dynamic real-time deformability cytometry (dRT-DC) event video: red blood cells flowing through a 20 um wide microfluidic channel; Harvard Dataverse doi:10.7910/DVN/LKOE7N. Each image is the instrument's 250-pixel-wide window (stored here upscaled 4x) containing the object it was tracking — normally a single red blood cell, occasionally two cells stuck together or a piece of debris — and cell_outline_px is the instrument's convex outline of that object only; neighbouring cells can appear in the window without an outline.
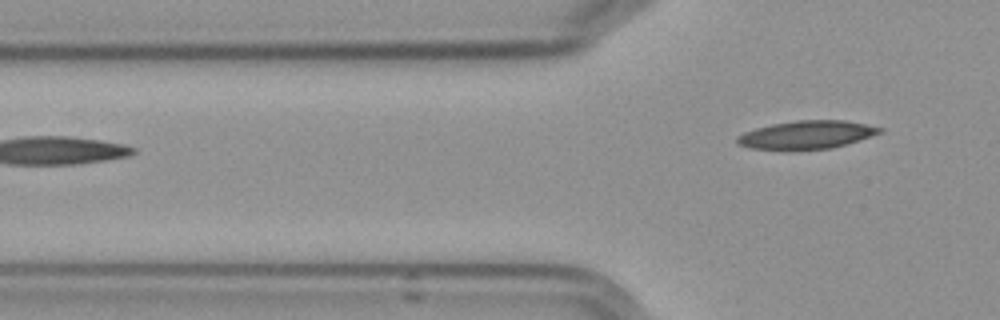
{"species": "Egyptian fruit bat (a non-hibernating species)", "species_latin": "Rousettus aegyptiacus", "temperature_condition": "cold", "stored_images_in_passage": 2, "camera_frame_rate_fps": 3000, "um_per_image_px": 0.085, "frame": {"image": 1, "passage_image": 2, "time_ms": 1.333, "image_size_px": [1000, 320], "cell_outline_px": [[884, 132], [860, 140], [832, 148], [752, 148], [740, 144], [736, 140], [736, 136], [744, 132], [756, 128], [772, 124], [796, 120], [844, 120], [884, 128]], "centroid_in_image_um": [68.63, 11.42], "position_along_channel_um": 57.2, "area_um2": 22.83}}